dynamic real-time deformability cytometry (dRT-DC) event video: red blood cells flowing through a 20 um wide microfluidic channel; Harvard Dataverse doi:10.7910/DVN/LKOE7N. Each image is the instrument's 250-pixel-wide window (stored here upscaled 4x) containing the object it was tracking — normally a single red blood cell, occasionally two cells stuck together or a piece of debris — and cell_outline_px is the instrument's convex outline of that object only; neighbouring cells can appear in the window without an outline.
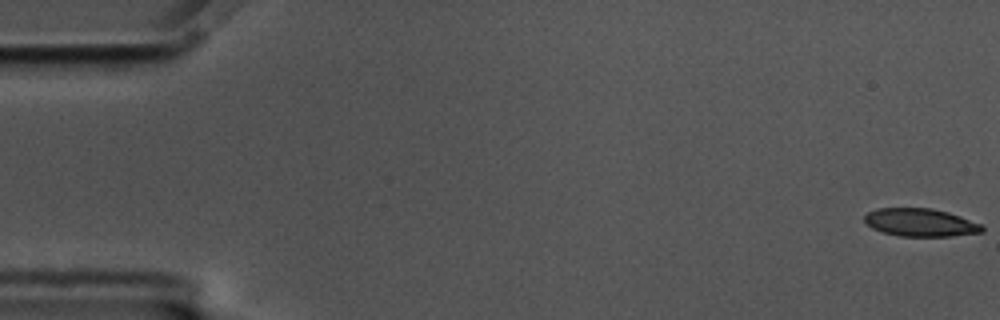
{"species": "common noctule bat (a hibernating species)", "species_latin": "Nyctalus noctula", "temperature_condition": "cold", "stored_images_in_passage": 58, "camera_frame_rate_fps": 3000, "um_per_image_px": 0.085, "animal": {"sex": "male", "body_mass_g": 17.5, "forearm_length_mm": 52.3}, "frame": {"image": 1, "passage_image": 1, "time_ms": 0.0, "image_size_px": [1000, 320], "cell_outline_px": [[984, 232], [952, 236], [900, 236], [884, 232], [872, 228], [864, 220], [864, 216], [868, 212], [876, 208], [932, 208], [948, 212], [960, 216], [980, 224], [984, 228]], "centroid_in_image_um": [78.24, 18.91], "position_along_channel_um": 6.8, "area_um2": 19.07}}
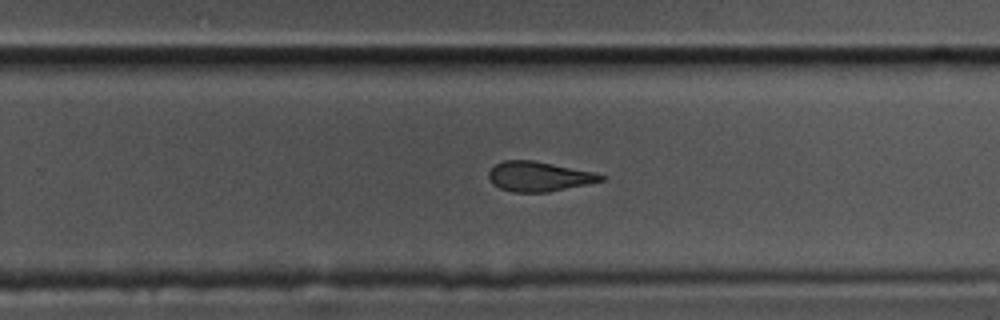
{"frame": {"image": 2, "passage_image": 37, "time_ms": 12.0, "image_size_px": [1000, 320], "cell_outline_px": [[604, 180], [588, 184], [548, 192], [512, 192], [500, 188], [492, 184], [488, 176], [488, 172], [496, 164], [504, 160], [532, 160], [596, 172], [604, 176]], "centroid_in_image_um": [45.8, 15.0], "position_along_channel_um": 284.0, "area_um2": 19.48}}
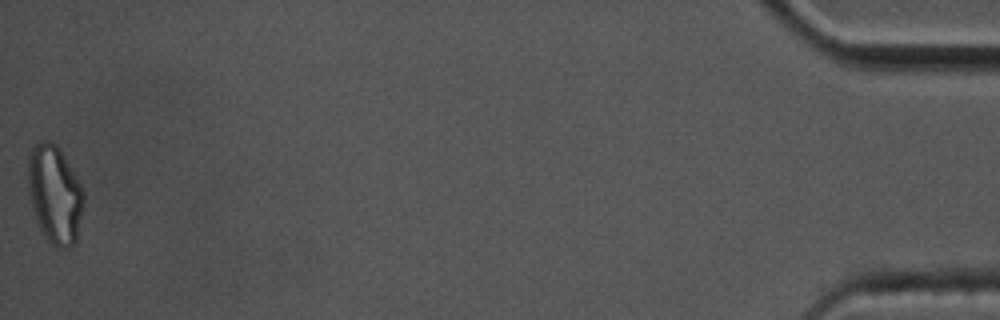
{"frame": {"image": 3, "passage_image": 58, "time_ms": 19.0, "image_size_px": [1000, 320], "cell_outline_px": [[84, 204], [76, 240], [68, 248], [56, 248], [48, 240], [40, 228], [36, 220], [28, 192], [28, 156], [32, 148], [40, 140], [52, 140], [56, 144], [80, 184], [84, 192]], "centroid_in_image_um": [4.64, 16.51], "position_along_channel_um": 430.6, "area_um2": 31.62}, "authors_computed_cell_mechanics": {"area_um2": 20.6346, "velocity_mm_per_s": 3.494, "shape_relaxation_time_tau1_ms": 5.2733, "shape_relaxation_time_tau2_ms": 2.73, "deformation_change_tau1": 0.1612, "deformation_change_tau2": 0.111}}